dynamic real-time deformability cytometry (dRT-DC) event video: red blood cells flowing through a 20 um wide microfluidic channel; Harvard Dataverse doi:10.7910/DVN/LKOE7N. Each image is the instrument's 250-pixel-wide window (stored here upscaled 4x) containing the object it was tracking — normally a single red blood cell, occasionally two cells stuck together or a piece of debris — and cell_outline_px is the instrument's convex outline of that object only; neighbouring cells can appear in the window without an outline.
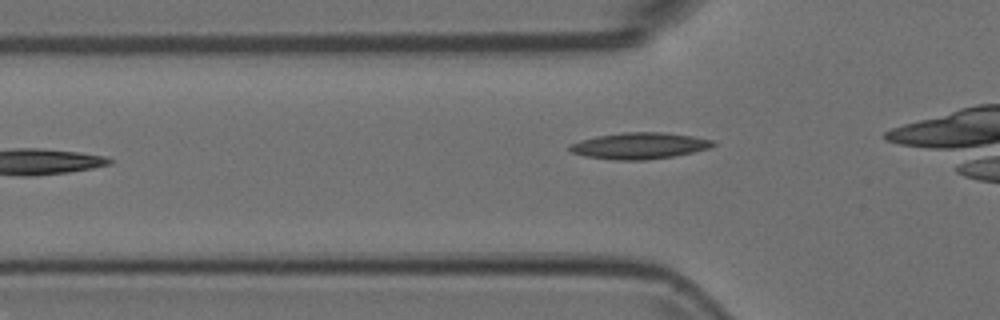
{"species": "Egyptian fruit bat (a non-hibernating species)", "species_latin": "Rousettus aegyptiacus", "temperature_condition": "room temperature", "stored_images_in_passage": 44, "camera_frame_rate_fps": 3000, "um_per_image_px": 0.085, "animal": {"sex": "female"}, "frame": {"image": 1, "passage_image": 11, "time_ms": 3.333, "image_size_px": [1000, 320], "cell_outline_px": [[716, 144], [712, 148], [672, 156], [644, 160], [616, 160], [584, 156], [572, 152], [568, 148], [568, 144], [580, 140], [596, 136], [624, 132], [664, 132], [692, 136], [712, 140]], "centroid_in_image_um": [54.33, 12.38], "position_along_channel_um": 71.5, "area_um2": 22.02}}
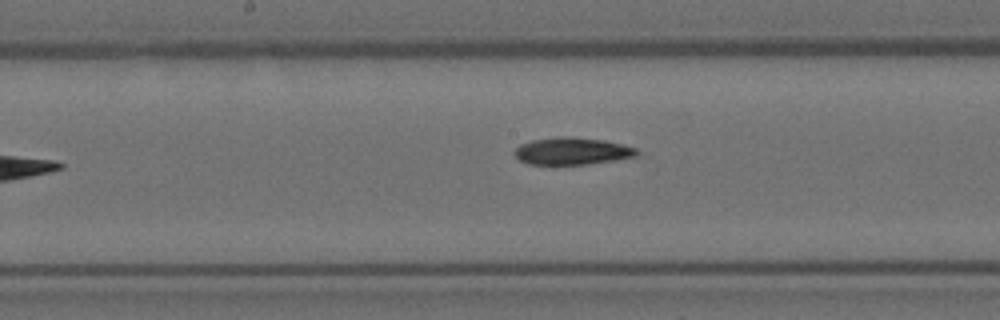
{"frame": {"image": 2, "passage_image": 21, "time_ms": 6.667, "image_size_px": [1000, 320], "cell_outline_px": [[640, 152], [636, 156], [616, 160], [584, 164], [528, 164], [520, 160], [516, 156], [516, 148], [520, 144], [532, 140], [556, 136], [568, 136], [604, 140], [624, 144], [636, 148]], "centroid_in_image_um": [48.66, 12.83], "position_along_channel_um": 199.5, "area_um2": 19.36}}
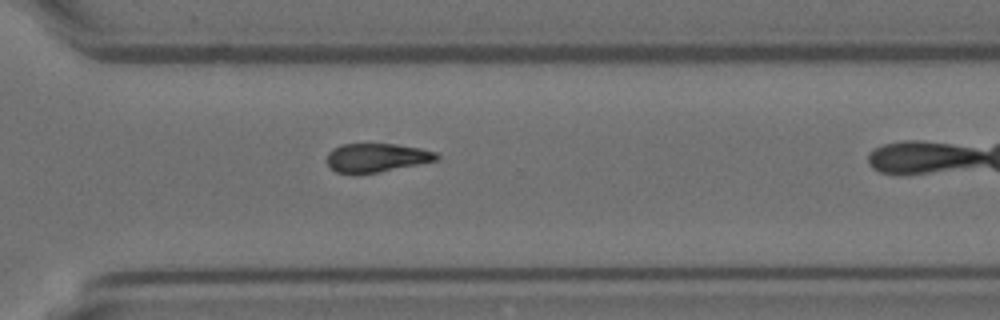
{"frame": {"image": 3, "passage_image": 32, "time_ms": 10.333, "image_size_px": [1000, 320], "cell_outline_px": [[440, 160], [376, 172], [336, 172], [328, 164], [328, 152], [332, 148], [340, 144], [392, 144], [420, 148], [436, 152], [440, 156]], "centroid_in_image_um": [32.04, 13.37], "position_along_channel_um": 338.6, "area_um2": 17.98}}